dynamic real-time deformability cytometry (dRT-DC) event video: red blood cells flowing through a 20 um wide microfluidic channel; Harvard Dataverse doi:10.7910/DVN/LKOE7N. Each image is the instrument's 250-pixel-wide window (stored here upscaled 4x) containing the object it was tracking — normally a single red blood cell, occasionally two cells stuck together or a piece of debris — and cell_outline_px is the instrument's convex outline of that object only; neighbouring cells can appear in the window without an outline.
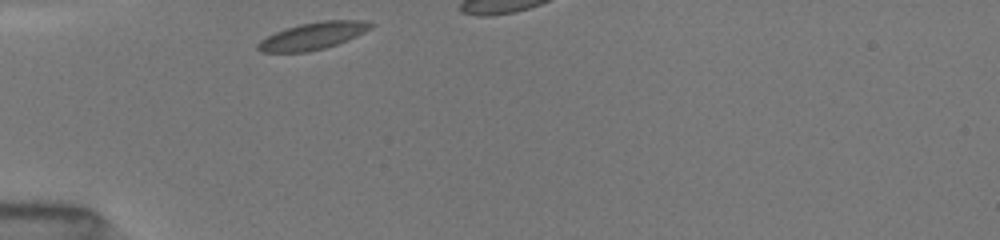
{"species": "common noctule bat (a hibernating species)", "species_latin": "Nyctalus noctula", "temperature_condition": "room temperature", "stored_images_in_passage": 27, "camera_frame_rate_fps": 3000, "um_per_image_px": 0.085, "animal": {"sex": "female", "body_mass_g": 19.5, "forearm_length_mm": 54.1}, "frame": {"image": 1, "passage_image": 1, "time_ms": 0.0, "image_size_px": [1000, 240], "cell_outline_px": [[376, 24], [372, 28], [348, 40], [324, 48], [308, 52], [260, 52], [256, 48], [256, 44], [260, 40], [284, 28], [300, 24], [320, 20], [360, 20]], "centroid_in_image_um": [26.59, 3.05], "position_along_channel_um": 58.4, "area_um2": 17.92}}
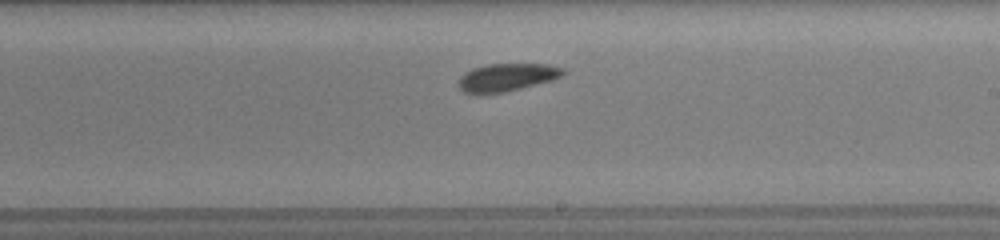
{"frame": {"image": 2, "passage_image": 16, "time_ms": 5.0, "image_size_px": [1000, 240], "cell_outline_px": [[564, 76], [552, 80], [508, 92], [476, 96], [464, 92], [456, 84], [460, 76], [464, 72], [472, 68], [488, 64], [548, 64], [564, 68]], "centroid_in_image_um": [43.02, 6.6], "position_along_channel_um": 246.0, "area_um2": 17.57}}
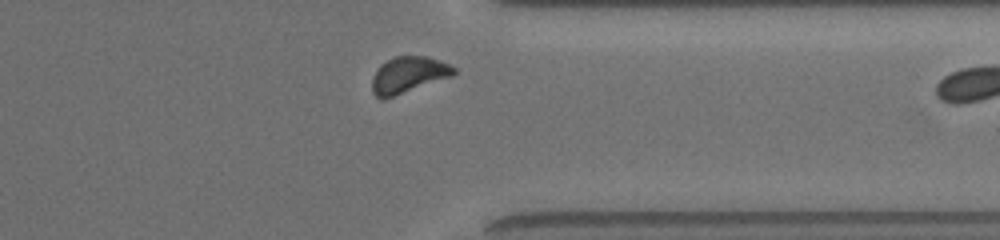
{"frame": {"image": 3, "passage_image": 26, "time_ms": 8.333, "image_size_px": [1000, 240], "cell_outline_px": [[456, 72], [452, 76], [384, 100], [380, 100], [372, 92], [372, 76], [380, 64], [396, 56], [428, 56], [440, 60], [456, 68]], "centroid_in_image_um": [34.69, 6.37], "position_along_channel_um": 376.7, "area_um2": 17.46}}